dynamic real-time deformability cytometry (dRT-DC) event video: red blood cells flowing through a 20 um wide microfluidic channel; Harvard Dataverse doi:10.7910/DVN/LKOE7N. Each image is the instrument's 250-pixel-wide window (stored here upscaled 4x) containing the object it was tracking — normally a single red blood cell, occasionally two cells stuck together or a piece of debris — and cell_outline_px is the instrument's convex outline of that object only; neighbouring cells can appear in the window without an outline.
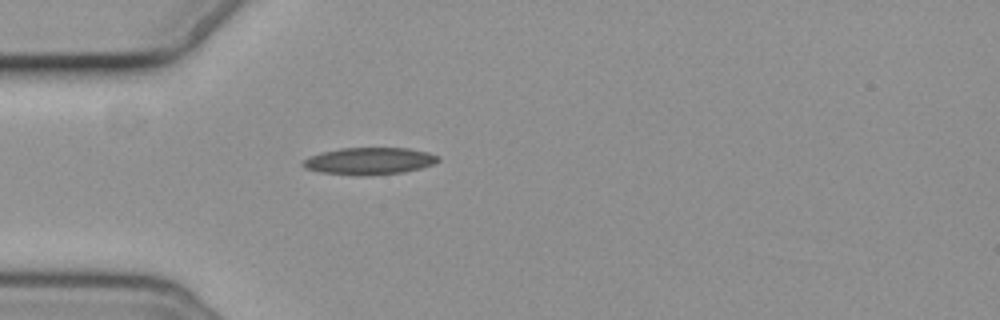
{"species": "common noctule bat (a hibernating species)", "species_latin": "Nyctalus noctula", "temperature_condition": "cold", "stored_images_in_passage": 1, "camera_frame_rate_fps": 3000, "um_per_image_px": 0.085, "animal": {"sex": "female", "body_mass_g": 19.3, "forearm_length_mm": 54.1}, "frame": {"image": 1, "passage_image": 1, "time_ms": 0.0, "image_size_px": [1000, 320], "cell_outline_px": [[440, 160], [432, 164], [420, 168], [404, 172], [364, 176], [360, 176], [320, 172], [304, 168], [300, 164], [300, 160], [308, 156], [320, 152], [340, 148], [408, 148], [428, 152], [440, 156]], "centroid_in_image_um": [31.33, 13.68], "position_along_channel_um": 53.7, "area_um2": 21.62}}